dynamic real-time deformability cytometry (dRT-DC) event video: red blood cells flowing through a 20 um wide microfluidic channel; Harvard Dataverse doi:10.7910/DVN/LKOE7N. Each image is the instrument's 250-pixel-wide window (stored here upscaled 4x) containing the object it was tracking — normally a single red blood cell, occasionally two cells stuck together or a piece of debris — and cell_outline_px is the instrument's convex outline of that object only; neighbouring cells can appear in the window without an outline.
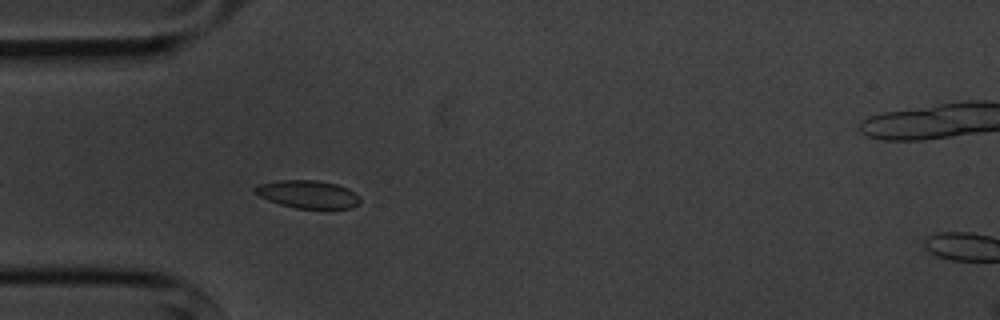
{"species": "common noctule bat (a hibernating species)", "species_latin": "Nyctalus noctula", "temperature_condition": "cold", "stored_images_in_passage": 5, "camera_frame_rate_fps": 3000, "um_per_image_px": 0.085, "animal": {"sex": "male", "body_mass_g": 20.1, "forearm_length_mm": 53.5}, "frame": {"image": 1, "passage_image": 4, "time_ms": 4.333, "image_size_px": [1000, 320], "cell_outline_px": [[360, 200], [356, 204], [348, 208], [296, 208], [280, 204], [268, 200], [260, 196], [252, 188], [260, 184], [280, 180], [316, 180], [336, 184], [348, 188], [360, 196]], "centroid_in_image_um": [26.16, 16.5], "position_along_channel_um": 58.8, "area_um2": 16.82}}